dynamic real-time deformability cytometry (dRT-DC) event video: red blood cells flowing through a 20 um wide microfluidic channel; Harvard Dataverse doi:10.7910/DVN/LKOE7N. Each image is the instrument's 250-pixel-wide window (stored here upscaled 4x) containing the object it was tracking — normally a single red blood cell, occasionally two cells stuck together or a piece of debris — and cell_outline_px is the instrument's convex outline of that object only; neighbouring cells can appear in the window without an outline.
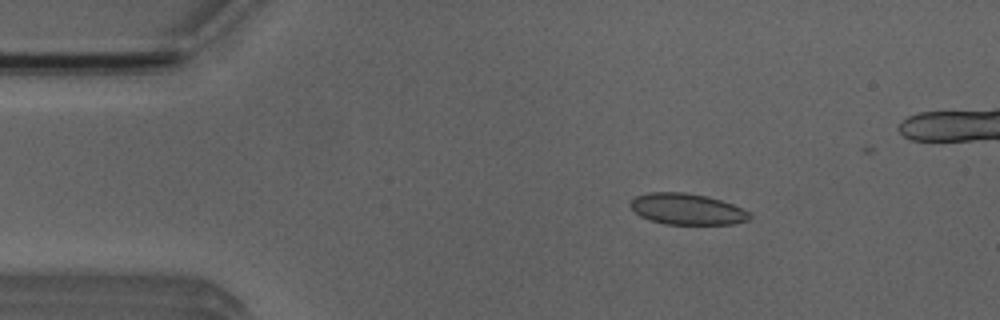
{"species": "Egyptian fruit bat (a non-hibernating species)", "species_latin": "Rousettus aegyptiacus", "temperature_condition": "room temperature", "stored_images_in_passage": 6, "camera_frame_rate_fps": 3000, "um_per_image_px": 0.085, "animal": {"sex": "male"}, "frame": {"image": 1, "passage_image": 2, "time_ms": 1.0, "image_size_px": [1000, 320], "cell_outline_px": [[752, 216], [748, 220], [732, 224], [664, 224], [640, 216], [628, 204], [636, 196], [648, 192], [684, 192], [708, 196], [732, 204], [752, 212]], "centroid_in_image_um": [58.42, 17.77], "position_along_channel_um": 26.6, "area_um2": 21.68}}